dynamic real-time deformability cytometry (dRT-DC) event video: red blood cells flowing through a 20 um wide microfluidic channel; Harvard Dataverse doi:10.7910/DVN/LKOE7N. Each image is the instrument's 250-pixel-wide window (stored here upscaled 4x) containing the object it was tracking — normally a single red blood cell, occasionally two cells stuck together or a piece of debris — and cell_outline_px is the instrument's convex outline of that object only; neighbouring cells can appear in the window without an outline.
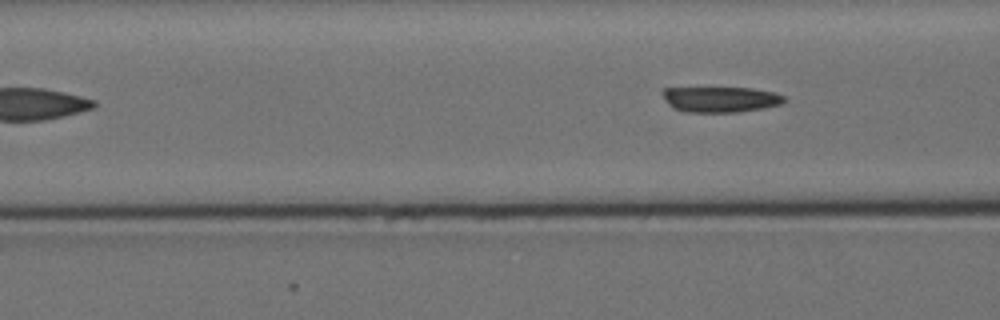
{"species": "Egyptian fruit bat (a non-hibernating species)", "species_latin": "Rousettus aegyptiacus", "temperature_condition": "cold", "stored_images_in_passage": 4, "camera_frame_rate_fps": 3000, "um_per_image_px": 0.085, "animal": {"sex": "female"}, "frame": {"image": 1, "passage_image": 4, "time_ms": 3.667, "image_size_px": [1000, 320], "cell_outline_px": [[788, 100], [780, 104], [740, 112], [688, 112], [672, 108], [668, 104], [660, 92], [664, 88], [752, 88], [776, 92], [788, 96]], "centroid_in_image_um": [61.28, 8.44], "position_along_channel_um": 105.3, "area_um2": 18.32}}